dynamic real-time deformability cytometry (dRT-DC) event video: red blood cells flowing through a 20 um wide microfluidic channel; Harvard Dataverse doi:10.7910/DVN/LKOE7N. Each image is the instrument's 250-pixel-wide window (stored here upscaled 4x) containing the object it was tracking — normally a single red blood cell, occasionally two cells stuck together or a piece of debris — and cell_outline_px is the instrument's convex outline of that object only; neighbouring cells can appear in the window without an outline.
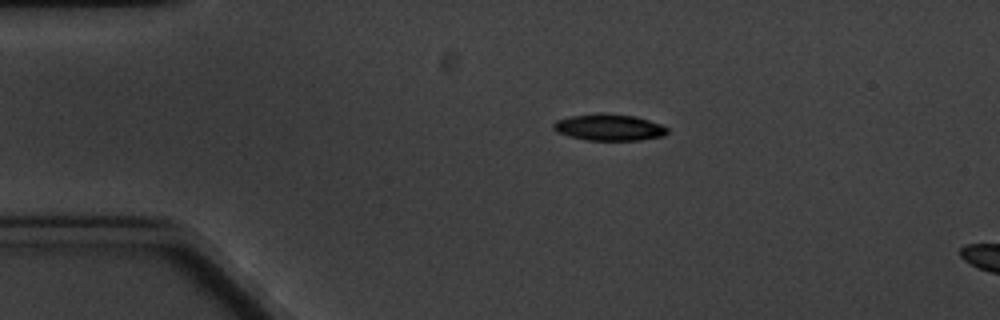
{"species": "common noctule bat (a hibernating species)", "species_latin": "Nyctalus noctula", "temperature_condition": "cold", "stored_images_in_passage": 5, "camera_frame_rate_fps": 3000, "um_per_image_px": 0.085, "animal": {"sex": "male", "body_mass_g": 20.1, "forearm_length_mm": 53.5}, "frame": {"image": 1, "passage_image": 3, "time_ms": 2.333, "image_size_px": [1000, 320], "cell_outline_px": [[668, 132], [664, 136], [640, 140], [584, 140], [568, 136], [556, 132], [552, 128], [552, 124], [556, 120], [568, 116], [600, 112], [636, 116], [660, 124], [668, 128]], "centroid_in_image_um": [51.73, 10.82], "position_along_channel_um": 33.3, "area_um2": 17.92}}